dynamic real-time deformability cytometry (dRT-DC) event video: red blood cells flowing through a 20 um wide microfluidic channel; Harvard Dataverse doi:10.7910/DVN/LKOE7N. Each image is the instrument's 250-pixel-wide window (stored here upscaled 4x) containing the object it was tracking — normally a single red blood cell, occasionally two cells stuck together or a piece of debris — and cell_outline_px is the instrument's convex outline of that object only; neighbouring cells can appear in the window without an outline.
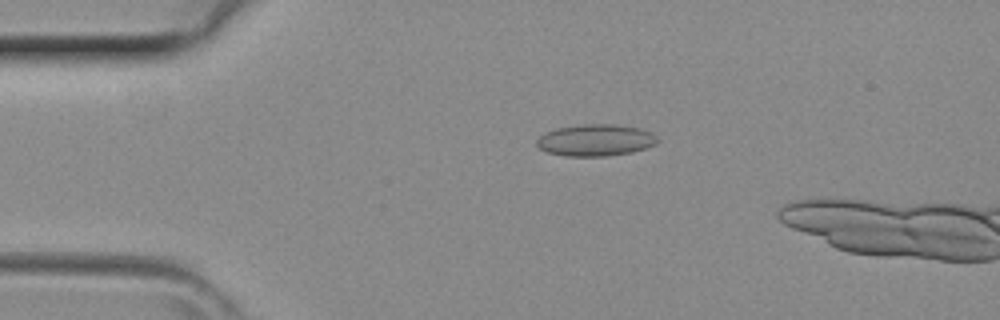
{"species": "common noctule bat (a hibernating species)", "species_latin": "Nyctalus noctula", "temperature_condition": "room temperature", "stored_images_in_passage": 33, "camera_frame_rate_fps": 3000, "um_per_image_px": 0.085, "animal": {"sex": "female", "body_mass_g": 29.2, "forearm_length_mm": 56.3}, "frame": {"image": 1, "passage_image": 4, "time_ms": 1.0, "image_size_px": [1000, 320], "cell_outline_px": [[660, 140], [656, 144], [632, 152], [604, 156], [564, 156], [548, 152], [540, 148], [536, 144], [536, 140], [544, 132], [556, 128], [580, 124], [616, 124], [640, 128], [652, 132]], "centroid_in_image_um": [50.62, 11.9], "position_along_channel_um": 34.4, "area_um2": 22.48}}
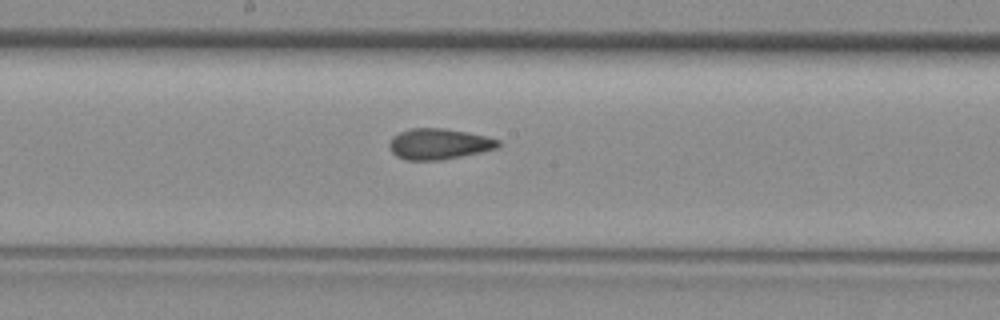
{"frame": {"image": 2, "passage_image": 17, "time_ms": 5.333, "image_size_px": [1000, 320], "cell_outline_px": [[500, 144], [496, 148], [480, 152], [440, 160], [404, 160], [396, 156], [392, 152], [388, 144], [392, 136], [408, 128], [444, 128], [468, 132], [488, 136], [500, 140]], "centroid_in_image_um": [37.28, 12.22], "position_along_channel_um": 210.9, "area_um2": 19.65}}
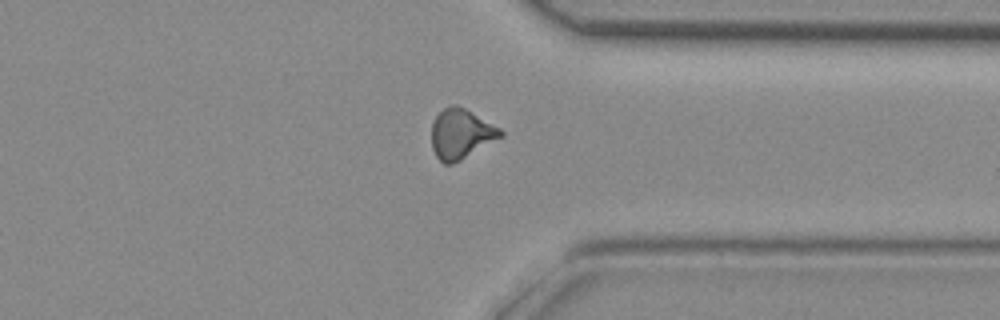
{"frame": {"image": 3, "passage_image": 27, "time_ms": 8.667, "image_size_px": [1000, 320], "cell_outline_px": [[504, 136], [460, 160], [452, 164], [444, 164], [436, 156], [432, 148], [432, 124], [436, 116], [444, 108], [452, 104], [456, 104], [464, 108], [500, 128], [504, 132]], "centroid_in_image_um": [39.19, 11.38], "position_along_channel_um": 372.2, "area_um2": 19.88}}